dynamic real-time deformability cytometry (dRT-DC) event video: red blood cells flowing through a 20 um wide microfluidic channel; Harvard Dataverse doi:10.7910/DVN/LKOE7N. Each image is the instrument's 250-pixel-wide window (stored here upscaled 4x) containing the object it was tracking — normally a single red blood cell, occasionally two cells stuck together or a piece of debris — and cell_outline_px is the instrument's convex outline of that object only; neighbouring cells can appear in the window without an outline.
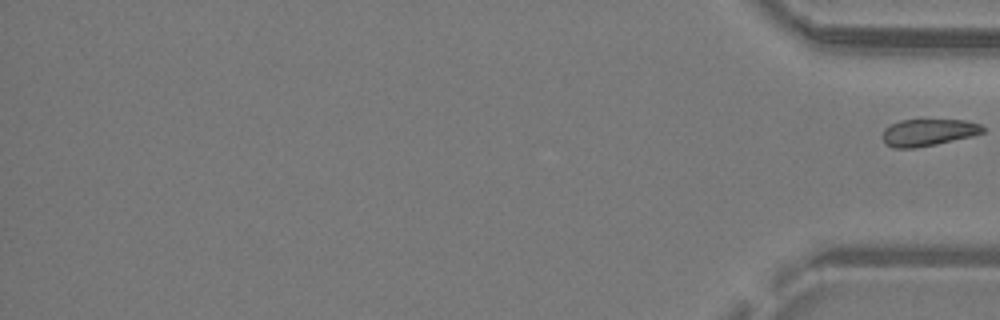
{"species": "common noctule bat (a hibernating species)", "species_latin": "Nyctalus noctula", "temperature_condition": "warm", "stored_images_in_passage": 23, "segment_of_instrument_passage": [2, 2], "camera_frame_rate_fps": 3000, "um_per_image_px": 0.085, "animal": {"sex": "male", "body_mass_g": 19.2, "forearm_length_mm": 51.8}, "frame": {"image": 1, "passage_image": 23, "time_ms": 7.333, "image_size_px": [1000, 320], "cell_outline_px": [[984, 132], [972, 136], [936, 144], [916, 148], [892, 148], [884, 144], [880, 136], [884, 128], [900, 120], [964, 120], [980, 124], [984, 128]], "centroid_in_image_um": [78.84, 11.27], "position_along_channel_um": 356.4, "area_um2": 15.9}}